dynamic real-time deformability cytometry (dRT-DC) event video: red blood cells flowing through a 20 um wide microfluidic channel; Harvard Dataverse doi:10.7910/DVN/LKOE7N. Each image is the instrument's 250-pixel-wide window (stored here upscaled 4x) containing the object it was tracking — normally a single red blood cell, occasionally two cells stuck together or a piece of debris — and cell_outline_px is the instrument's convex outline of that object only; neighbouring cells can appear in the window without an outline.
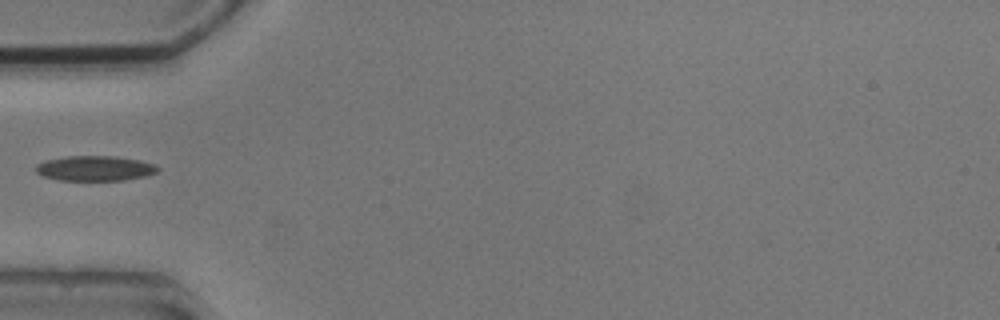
{"species": "common noctule bat (a hibernating species)", "species_latin": "Nyctalus noctula", "temperature_condition": "cold", "stored_images_in_passage": 3, "camera_frame_rate_fps": 3000, "um_per_image_px": 0.085, "animal": {"sex": "male", "body_mass_g": 20.5, "forearm_length_mm": 52.5}, "frame": {"image": 1, "passage_image": 1, "time_ms": 0.0, "image_size_px": [1000, 320], "cell_outline_px": [[160, 168], [156, 172], [144, 176], [124, 180], [60, 180], [44, 176], [36, 172], [36, 164], [44, 160], [68, 156], [116, 156], [140, 160], [156, 164]], "centroid_in_image_um": [8.08, 14.3], "position_along_channel_um": 76.9, "area_um2": 17.8}}